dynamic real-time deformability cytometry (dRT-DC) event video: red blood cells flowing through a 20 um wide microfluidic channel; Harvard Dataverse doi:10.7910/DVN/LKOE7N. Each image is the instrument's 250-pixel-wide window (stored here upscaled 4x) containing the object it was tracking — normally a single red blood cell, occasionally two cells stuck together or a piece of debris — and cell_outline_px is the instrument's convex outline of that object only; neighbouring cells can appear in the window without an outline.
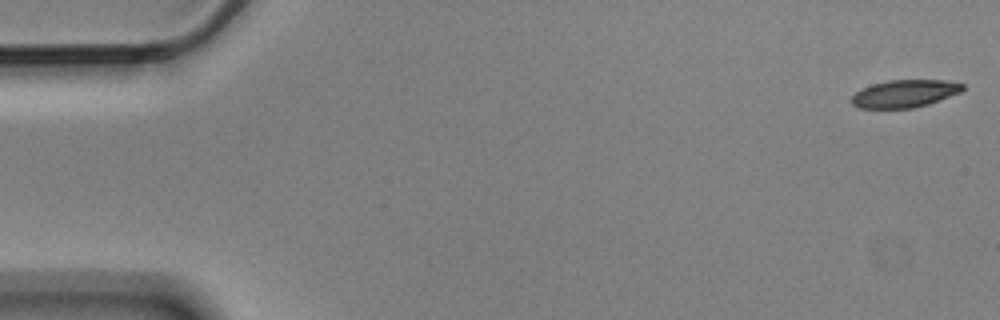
{"species": "Egyptian fruit bat (a non-hibernating species)", "species_latin": "Rousettus aegyptiacus", "temperature_condition": "cold", "stored_images_in_passage": 4, "camera_frame_rate_fps": 3000, "um_per_image_px": 0.085, "animal": {"sex": "male"}, "frame": {"image": 1, "passage_image": 1, "time_ms": 0.0, "image_size_px": [1000, 320], "cell_outline_px": [[964, 88], [960, 92], [940, 100], [916, 108], [860, 108], [852, 104], [852, 96], [856, 92], [872, 84], [888, 80], [944, 80], [964, 84]], "centroid_in_image_um": [76.91, 7.96], "position_along_channel_um": 8.1, "area_um2": 17.74}}
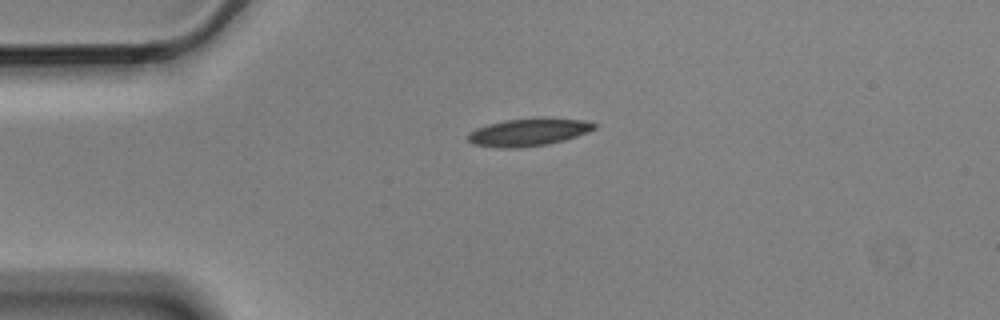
{"frame": {"image": 2, "passage_image": 3, "time_ms": 0.667, "image_size_px": [1000, 320], "cell_outline_px": [[596, 128], [588, 132], [564, 140], [548, 144], [520, 148], [496, 148], [472, 144], [468, 140], [468, 132], [476, 128], [488, 124], [504, 120], [532, 116], [544, 116], [584, 120], [596, 124]], "centroid_in_image_um": [44.91, 11.21], "position_along_channel_um": 40.1, "area_um2": 20.98}}